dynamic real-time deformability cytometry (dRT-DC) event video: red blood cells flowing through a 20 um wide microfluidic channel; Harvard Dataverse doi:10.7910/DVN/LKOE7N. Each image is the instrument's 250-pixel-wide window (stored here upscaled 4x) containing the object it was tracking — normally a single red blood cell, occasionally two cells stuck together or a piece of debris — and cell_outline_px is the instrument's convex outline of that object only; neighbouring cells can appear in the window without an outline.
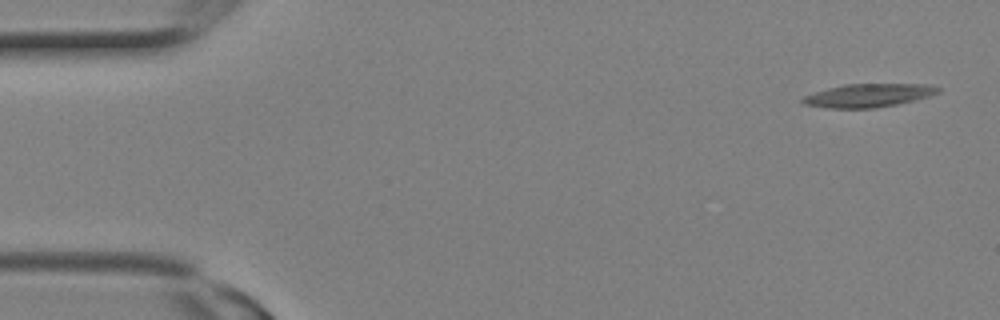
{"species": "Egyptian fruit bat (a non-hibernating species)", "species_latin": "Rousettus aegyptiacus", "temperature_condition": "room temperature", "stored_images_in_passage": 9, "camera_frame_rate_fps": 3000, "um_per_image_px": 0.085, "animal": {"sex": "female"}, "frame": {"image": 1, "passage_image": 1, "time_ms": 0.0, "image_size_px": [1000, 320], "cell_outline_px": [[940, 92], [916, 100], [876, 108], [828, 108], [804, 104], [800, 100], [804, 96], [828, 88], [844, 84], [928, 84], [940, 88]], "centroid_in_image_um": [73.82, 8.11], "position_along_channel_um": 11.2, "area_um2": 18.32}}
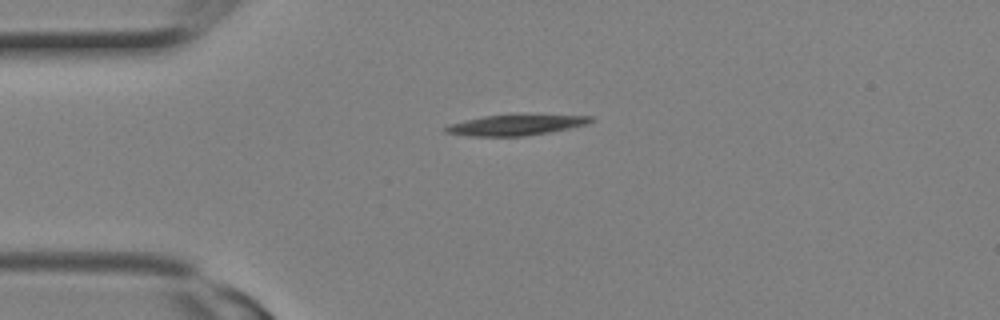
{"frame": {"image": 2, "passage_image": 6, "time_ms": 1.667, "image_size_px": [1000, 320], "cell_outline_px": [[592, 120], [588, 124], [548, 132], [524, 136], [468, 136], [444, 132], [444, 128], [448, 124], [464, 120], [484, 116], [592, 116]], "centroid_in_image_um": [43.73, 10.65], "position_along_channel_um": 41.3, "area_um2": 16.7}}
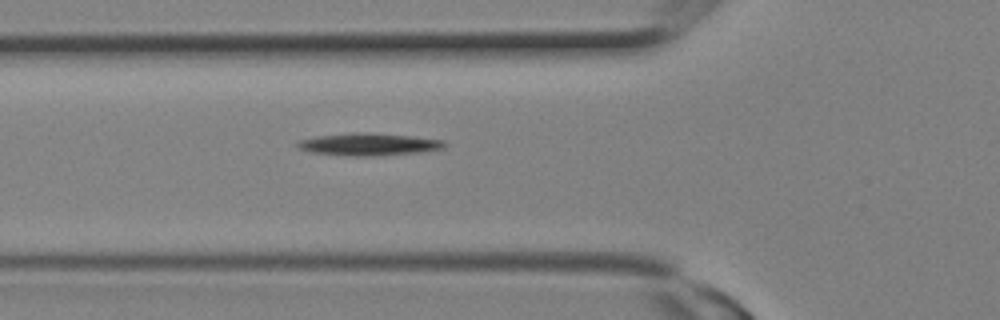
{"frame": {"image": 3, "passage_image": 9, "time_ms": 2.667, "image_size_px": [1000, 320], "cell_outline_px": [[448, 144], [444, 148], [424, 152], [372, 156], [348, 156], [312, 152], [296, 148], [296, 144], [300, 140], [316, 136], [352, 132], [356, 132], [412, 136], [444, 140]], "centroid_in_image_um": [31.36, 12.27], "position_along_channel_um": 94.4, "area_um2": 19.25}}